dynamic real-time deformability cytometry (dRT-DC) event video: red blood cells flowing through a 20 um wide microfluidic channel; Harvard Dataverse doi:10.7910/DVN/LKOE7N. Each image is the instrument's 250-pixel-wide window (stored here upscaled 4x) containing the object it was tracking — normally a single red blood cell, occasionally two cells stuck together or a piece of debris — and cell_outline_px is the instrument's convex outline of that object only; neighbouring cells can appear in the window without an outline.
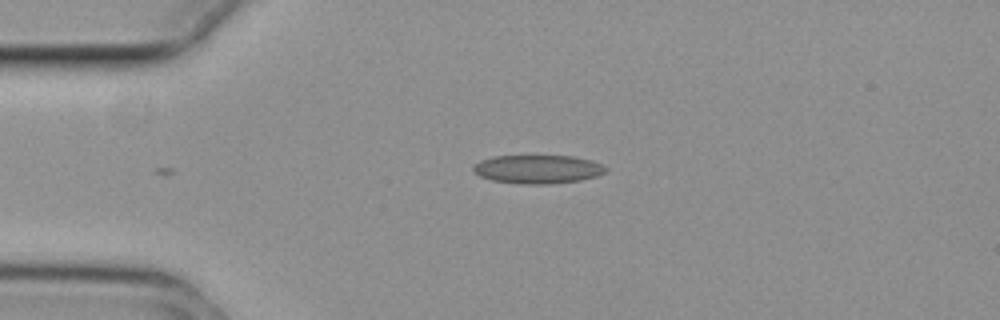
{"species": "common noctule bat (a hibernating species)", "species_latin": "Nyctalus noctula", "temperature_condition": "cold", "stored_images_in_passage": 4, "camera_frame_rate_fps": 3000, "um_per_image_px": 0.085, "animal": {"sex": "female", "body_mass_g": 29.2, "forearm_length_mm": 56.3}, "frame": {"image": 1, "passage_image": 1, "time_ms": 0.0, "image_size_px": [1000, 320], "cell_outline_px": [[608, 168], [604, 172], [596, 176], [580, 180], [548, 184], [520, 184], [492, 180], [480, 176], [472, 172], [472, 168], [480, 160], [492, 156], [576, 156], [592, 160]], "centroid_in_image_um": [45.69, 14.38], "position_along_channel_um": 39.3, "area_um2": 22.08}}